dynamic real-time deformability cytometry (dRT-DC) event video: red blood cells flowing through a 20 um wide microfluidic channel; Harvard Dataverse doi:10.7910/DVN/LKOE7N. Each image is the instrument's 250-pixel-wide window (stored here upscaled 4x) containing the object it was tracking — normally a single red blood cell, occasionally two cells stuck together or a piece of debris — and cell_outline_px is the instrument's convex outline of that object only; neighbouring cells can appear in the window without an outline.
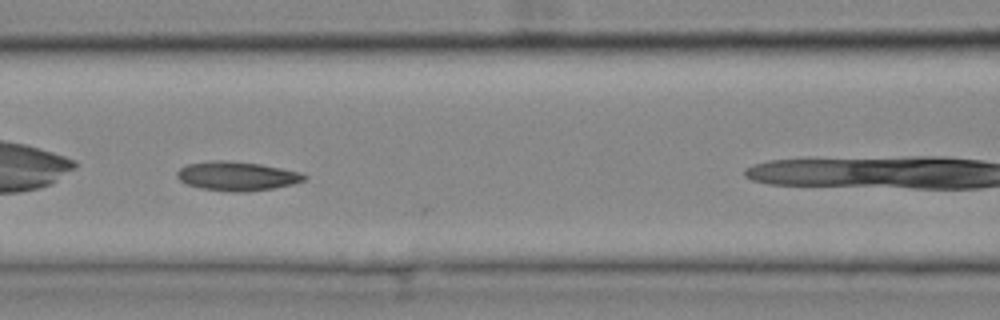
{"species": "common noctule bat (a hibernating species)", "species_latin": "Nyctalus noctula", "temperature_condition": "cold", "stored_images_in_passage": 6, "camera_frame_rate_fps": 3000, "um_per_image_px": 0.085, "animal": {"sex": "female", "body_mass_g": 25.1}, "frame": {"image": 1, "passage_image": 3, "time_ms": 0.667, "image_size_px": [1000, 320], "cell_outline_px": [[308, 176], [304, 180], [292, 184], [272, 188], [244, 192], [236, 192], [200, 188], [188, 184], [180, 180], [176, 176], [176, 172], [180, 168], [188, 164], [216, 160], [220, 160], [260, 164], [300, 172]], "centroid_in_image_um": [20.13, 14.97], "position_along_channel_um": 146.5, "area_um2": 21.21}}